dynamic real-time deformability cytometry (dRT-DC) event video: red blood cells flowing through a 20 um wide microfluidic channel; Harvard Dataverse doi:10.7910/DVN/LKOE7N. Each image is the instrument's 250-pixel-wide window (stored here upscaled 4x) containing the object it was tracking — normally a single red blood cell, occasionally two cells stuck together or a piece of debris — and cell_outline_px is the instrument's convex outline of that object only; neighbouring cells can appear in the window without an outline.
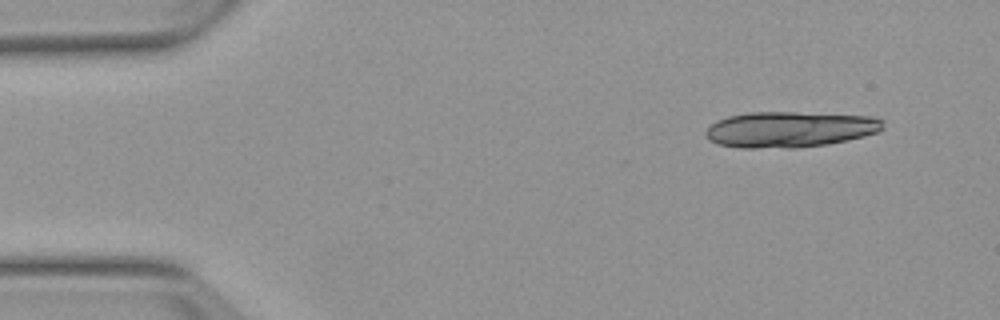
{"species": "Egyptian fruit bat (a non-hibernating species)", "species_latin": "Rousettus aegyptiacus", "temperature_condition": "warm", "stored_images_in_passage": 4, "camera_frame_rate_fps": 3000, "um_per_image_px": 0.085, "animal": {"sex": "female"}, "frame": {"image": 1, "passage_image": 1, "time_ms": 0.0, "image_size_px": [1000, 320], "cell_outline_px": [[884, 128], [880, 132], [848, 140], [828, 144], [796, 148], [740, 148], [716, 144], [708, 140], [704, 132], [716, 120], [728, 116], [748, 112], [796, 112], [872, 116], [884, 120]], "centroid_in_image_um": [67.14, 11.0], "position_along_channel_um": 17.9, "area_um2": 37.51}}